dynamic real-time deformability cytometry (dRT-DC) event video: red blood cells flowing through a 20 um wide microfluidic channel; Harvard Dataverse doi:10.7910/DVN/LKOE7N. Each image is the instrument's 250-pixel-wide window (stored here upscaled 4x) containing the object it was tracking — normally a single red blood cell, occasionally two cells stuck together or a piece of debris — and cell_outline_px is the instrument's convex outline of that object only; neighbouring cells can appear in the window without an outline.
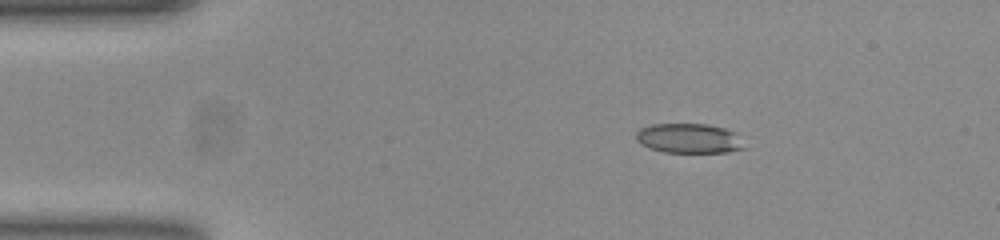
{"species": "common noctule bat (a hibernating species)", "species_latin": "Nyctalus noctula", "temperature_condition": "room temperature", "stored_images_in_passage": 47, "camera_frame_rate_fps": 3000, "um_per_image_px": 0.085, "animal": {"sex": "female", "body_mass_g": 23.0, "forearm_length_mm": 53.4}, "frame": {"image": 1, "passage_image": 3, "time_ms": 0.667, "image_size_px": [1000, 240], "cell_outline_px": [[748, 148], [728, 152], [664, 152], [648, 148], [640, 144], [636, 140], [636, 132], [640, 128], [652, 124], [708, 124], [724, 128], [736, 132]], "centroid_in_image_um": [58.59, 11.76], "position_along_channel_um": 26.4, "area_um2": 19.02}}
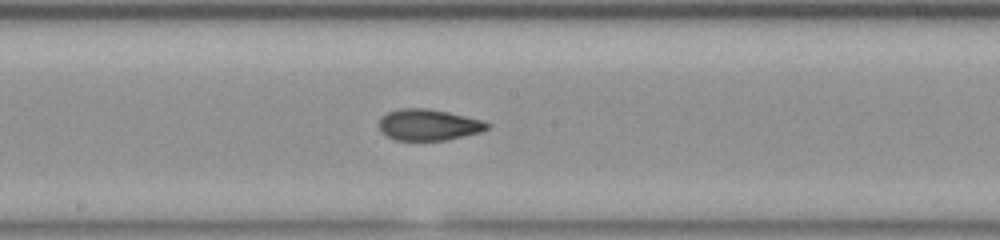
{"frame": {"image": 2, "passage_image": 22, "time_ms": 7.0, "image_size_px": [1000, 240], "cell_outline_px": [[492, 124], [488, 128], [480, 132], [448, 140], [396, 140], [380, 132], [380, 116], [388, 112], [400, 108], [428, 108], [448, 112], [484, 120]], "centroid_in_image_um": [36.44, 10.6], "position_along_channel_um": 211.8, "area_um2": 19.83}}
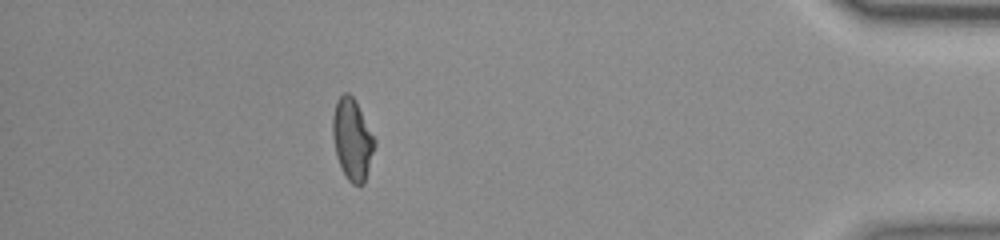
{"frame": {"image": 3, "passage_image": 41, "time_ms": 13.333, "image_size_px": [1000, 240], "cell_outline_px": [[376, 144], [364, 184], [352, 184], [348, 180], [336, 156], [332, 136], [332, 116], [336, 100], [344, 92], [348, 92], [356, 100], [376, 140]], "centroid_in_image_um": [29.94, 11.81], "position_along_channel_um": 405.3, "area_um2": 20.0}, "authors_computed_cell_mechanics": {"area_um2": 19.8832, "velocity_mm_per_s": 3.8836, "shape_relaxation_time_tau1_ms": null, "shape_relaxation_time_tau2_ms": 1.8181, "deformation_change_tau1": null, "deformation_change_tau2": 0.0794}}